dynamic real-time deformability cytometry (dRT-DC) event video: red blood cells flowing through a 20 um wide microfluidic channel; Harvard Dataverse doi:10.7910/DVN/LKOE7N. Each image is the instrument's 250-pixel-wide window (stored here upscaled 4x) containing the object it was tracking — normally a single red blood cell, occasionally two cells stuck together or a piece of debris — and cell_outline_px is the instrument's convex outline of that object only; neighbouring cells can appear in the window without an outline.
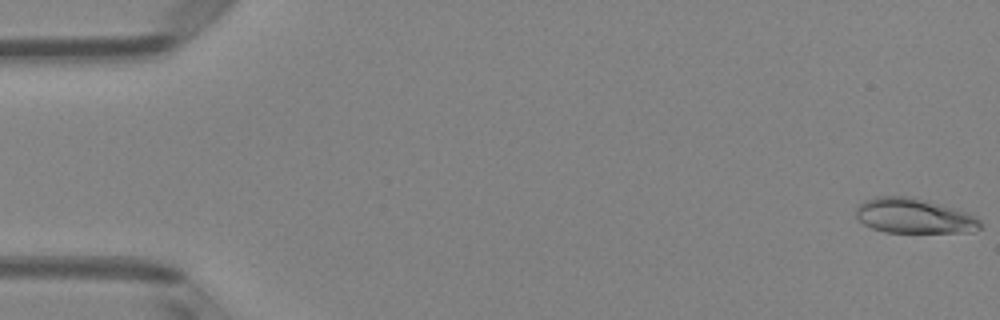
{"species": "Egyptian fruit bat (a non-hibernating species)", "species_latin": "Rousettus aegyptiacus", "temperature_condition": "room temperature", "stored_images_in_passage": 45, "camera_frame_rate_fps": 3000, "um_per_image_px": 0.085, "animal": {"sex": "female"}, "frame": {"image": 1, "passage_image": 1, "time_ms": 0.0, "image_size_px": [1000, 320], "cell_outline_px": [[980, 228], [972, 232], [884, 232], [872, 228], [864, 224], [856, 216], [856, 208], [864, 200], [876, 196], [912, 196], [928, 200], [956, 208], [968, 212], [976, 216], [980, 220]], "centroid_in_image_um": [77.7, 18.34], "position_along_channel_um": 7.3, "area_um2": 25.55}}
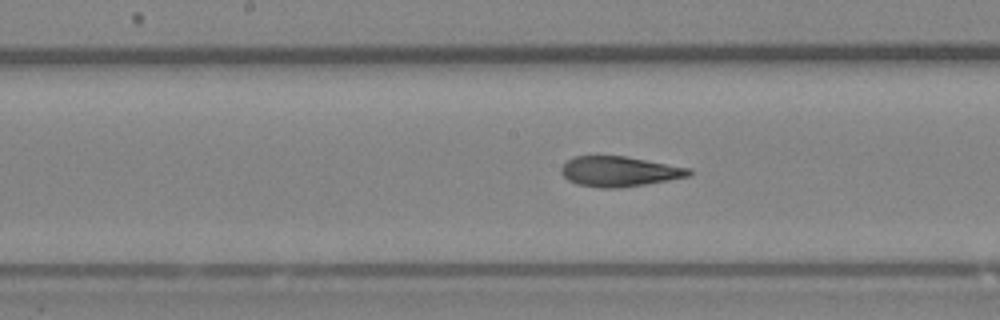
{"frame": {"image": 2, "passage_image": 26, "time_ms": 8.333, "image_size_px": [1000, 320], "cell_outline_px": [[692, 176], [620, 188], [600, 188], [576, 184], [568, 180], [560, 172], [560, 168], [572, 156], [624, 156], [692, 168]], "centroid_in_image_um": [52.65, 14.57], "position_along_channel_um": 195.6, "area_um2": 22.54}}
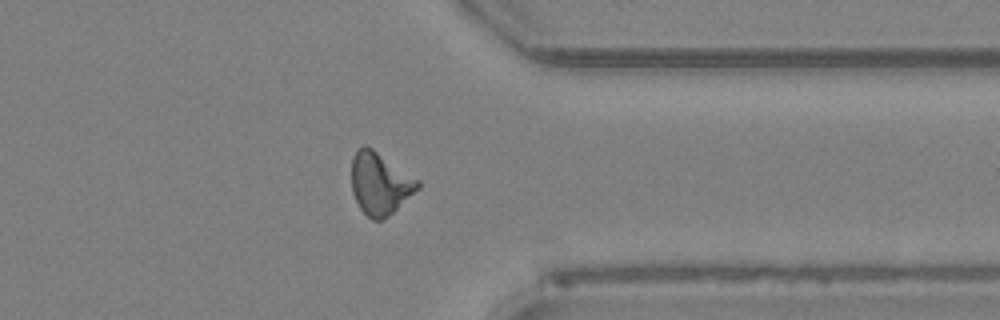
{"frame": {"image": 3, "passage_image": 40, "time_ms": 13.0, "image_size_px": [1000, 320], "cell_outline_px": [[420, 188], [384, 220], [372, 220], [360, 208], [352, 192], [352, 156], [356, 148], [364, 144], [372, 148], [420, 180]], "centroid_in_image_um": [32.3, 15.58], "position_along_channel_um": 379.1, "area_um2": 24.1}}